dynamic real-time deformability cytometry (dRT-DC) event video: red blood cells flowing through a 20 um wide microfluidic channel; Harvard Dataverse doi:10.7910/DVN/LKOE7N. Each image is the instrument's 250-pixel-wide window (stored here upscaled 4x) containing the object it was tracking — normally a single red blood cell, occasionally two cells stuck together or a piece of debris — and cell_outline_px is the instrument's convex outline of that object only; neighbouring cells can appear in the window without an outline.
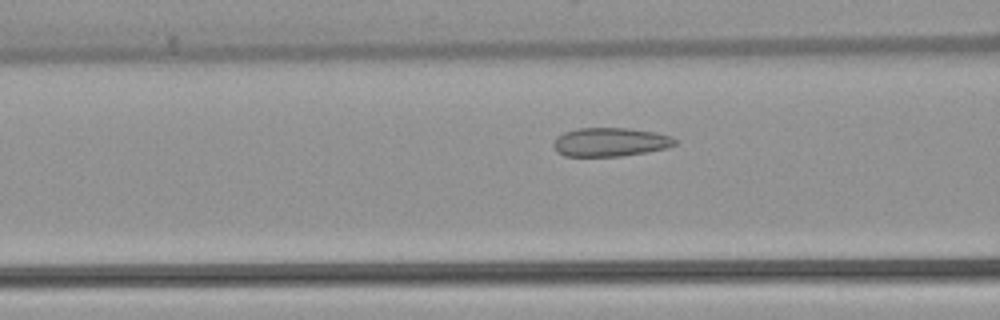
{"species": "common noctule bat (a hibernating species)", "species_latin": "Nyctalus noctula", "temperature_condition": "warm", "stored_images_in_passage": 51, "camera_frame_rate_fps": 3000, "um_per_image_px": 0.085, "animal": {"sex": "female", "body_mass_g": 22.7, "forearm_length_mm": 54.2}, "frame": {"image": 1, "passage_image": 19, "time_ms": 6.0, "image_size_px": [1000, 320], "cell_outline_px": [[676, 144], [668, 148], [620, 156], [564, 156], [556, 152], [552, 144], [556, 136], [564, 132], [576, 128], [628, 128], [656, 132], [672, 136], [676, 140]], "centroid_in_image_um": [51.84, 12.07], "position_along_channel_um": 114.8, "area_um2": 20.52}}
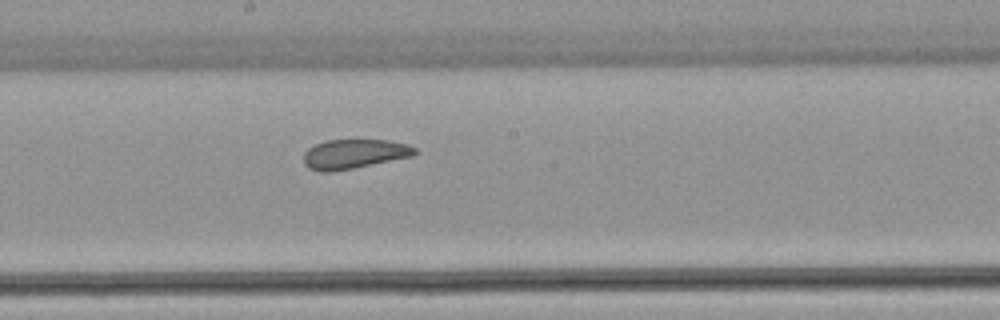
{"frame": {"image": 2, "passage_image": 27, "time_ms": 8.667, "image_size_px": [1000, 320], "cell_outline_px": [[416, 152], [412, 156], [332, 172], [320, 172], [308, 168], [304, 164], [304, 152], [308, 148], [324, 140], [388, 140], [408, 144], [416, 148]], "centroid_in_image_um": [30.06, 13.08], "position_along_channel_um": 218.1, "area_um2": 19.02}}
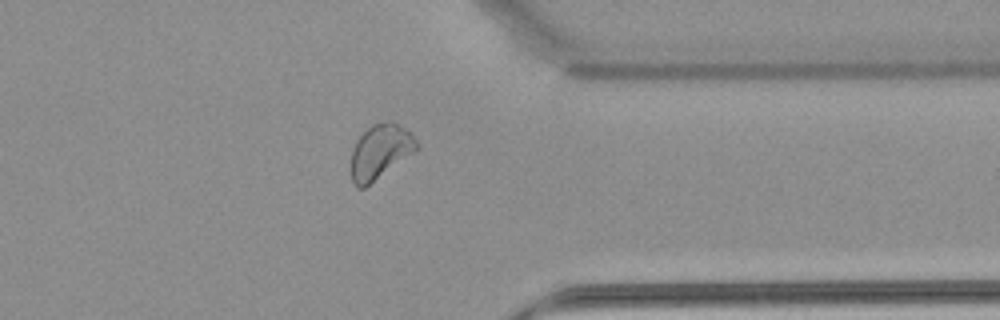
{"frame": {"image": 3, "passage_image": 40, "time_ms": 13.0, "image_size_px": [1000, 320], "cell_outline_px": [[420, 148], [364, 188], [356, 188], [352, 184], [348, 168], [352, 148], [356, 140], [372, 124], [388, 120], [392, 120], [404, 128], [420, 144]], "centroid_in_image_um": [32.26, 12.91], "position_along_channel_um": 379.1, "area_um2": 21.27}, "authors_computed_cell_mechanics": {"area_um2": 21.675, "velocity_mm_per_s": 3.878, "shape_relaxation_time_tau1_ms": null, "shape_relaxation_time_tau2_ms": 1.6872, "deformation_change_tau1": null, "deformation_change_tau2": 0.0645}}